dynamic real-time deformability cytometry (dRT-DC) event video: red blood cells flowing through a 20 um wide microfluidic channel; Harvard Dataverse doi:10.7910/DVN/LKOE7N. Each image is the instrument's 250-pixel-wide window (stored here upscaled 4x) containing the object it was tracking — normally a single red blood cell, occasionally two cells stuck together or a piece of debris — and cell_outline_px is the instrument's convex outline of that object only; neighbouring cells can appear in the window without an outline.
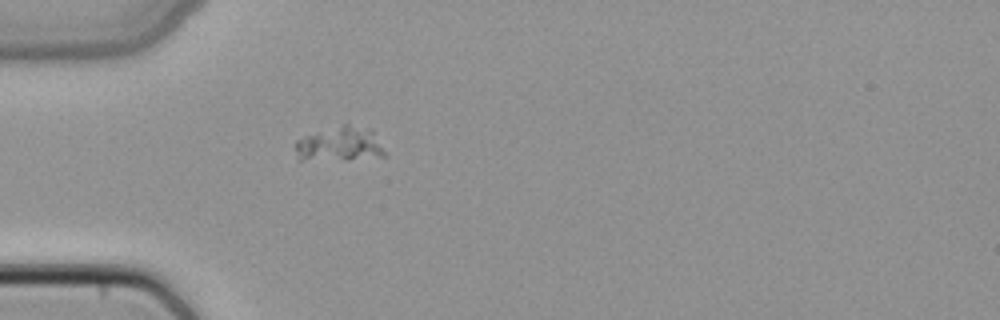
{"species": "common noctule bat (a hibernating species)", "species_latin": "Nyctalus noctula", "temperature_condition": "cold", "stored_images_in_passage": 1, "camera_frame_rate_fps": 3000, "um_per_image_px": 0.085, "animal": {"sex": "female", "body_mass_g": 22.7, "forearm_length_mm": 54.2}, "frame": {"image": 1, "passage_image": 1, "time_ms": 0.0, "image_size_px": [1000, 320], "cell_outline_px": [[384, 156], [348, 160], [300, 160], [296, 156], [296, 140], [304, 136], [344, 124], [348, 124], [368, 128], [372, 132], [384, 152]], "centroid_in_image_um": [28.83, 12.28], "position_along_channel_um": 56.2, "area_um2": 17.74}}